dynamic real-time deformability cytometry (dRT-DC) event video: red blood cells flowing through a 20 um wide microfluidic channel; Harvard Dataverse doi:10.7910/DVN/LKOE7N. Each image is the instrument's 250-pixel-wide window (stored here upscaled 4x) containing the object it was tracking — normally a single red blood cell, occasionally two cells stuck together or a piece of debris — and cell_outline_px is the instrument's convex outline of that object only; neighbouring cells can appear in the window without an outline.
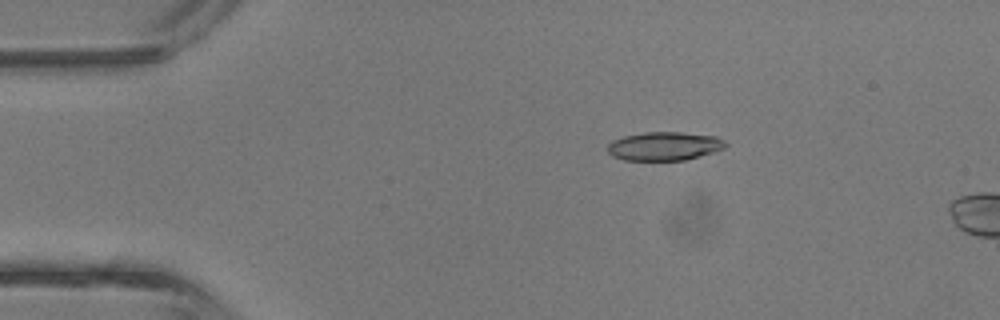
{"species": "common noctule bat (a hibernating species)", "species_latin": "Nyctalus noctula", "temperature_condition": "room temperature", "stored_images_in_passage": 9, "camera_frame_rate_fps": 3000, "um_per_image_px": 0.085, "animal": {"sex": "male", "body_mass_g": 13.3}, "frame": {"image": 1, "passage_image": 6, "time_ms": 1.667, "image_size_px": [1000, 320], "cell_outline_px": [[728, 144], [724, 148], [700, 156], [684, 160], [624, 160], [612, 156], [608, 152], [608, 144], [612, 140], [624, 136], [644, 132], [680, 132], [716, 136], [724, 140]], "centroid_in_image_um": [56.46, 12.42], "position_along_channel_um": 28.5, "area_um2": 19.65}}